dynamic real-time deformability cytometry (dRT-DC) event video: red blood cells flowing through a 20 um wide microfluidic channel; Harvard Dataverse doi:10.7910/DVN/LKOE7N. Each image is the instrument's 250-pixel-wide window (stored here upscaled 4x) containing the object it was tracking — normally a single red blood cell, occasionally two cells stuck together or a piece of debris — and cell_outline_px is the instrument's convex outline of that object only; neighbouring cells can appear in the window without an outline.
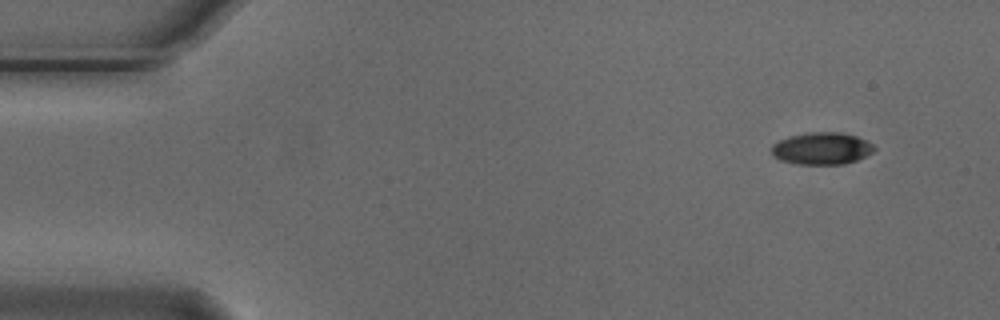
{"species": "Egyptian fruit bat (a non-hibernating species)", "species_latin": "Rousettus aegyptiacus", "temperature_condition": "cold", "stored_images_in_passage": 4, "camera_frame_rate_fps": 3000, "um_per_image_px": 0.085, "animal": {"sex": "male"}, "frame": {"image": 1, "passage_image": 1, "time_ms": 0.0, "image_size_px": [1000, 320], "cell_outline_px": [[876, 148], [872, 152], [856, 160], [844, 164], [796, 164], [780, 160], [772, 156], [772, 144], [780, 140], [792, 136], [812, 132], [840, 132], [856, 136], [872, 144]], "centroid_in_image_um": [69.83, 12.63], "position_along_channel_um": 15.2, "area_um2": 19.02}}
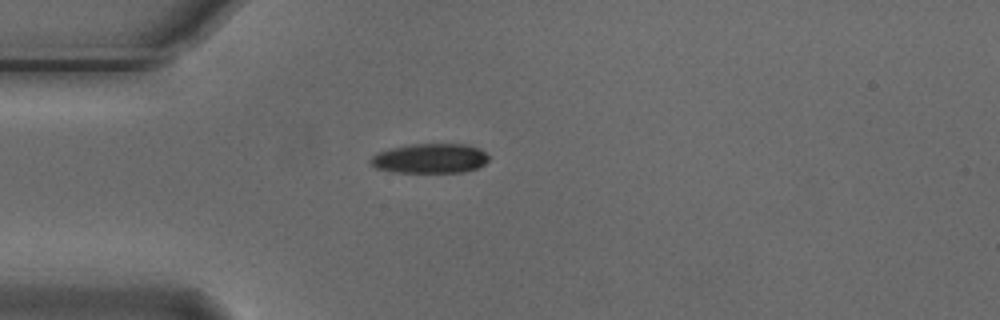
{"frame": {"image": 2, "passage_image": 4, "time_ms": 1.0, "image_size_px": [1000, 320], "cell_outline_px": [[488, 160], [484, 164], [476, 168], [464, 172], [392, 172], [376, 168], [368, 160], [376, 152], [388, 148], [412, 144], [468, 144], [480, 148], [488, 156]], "centroid_in_image_um": [36.52, 13.46], "position_along_channel_um": 48.5, "area_um2": 20.58}}